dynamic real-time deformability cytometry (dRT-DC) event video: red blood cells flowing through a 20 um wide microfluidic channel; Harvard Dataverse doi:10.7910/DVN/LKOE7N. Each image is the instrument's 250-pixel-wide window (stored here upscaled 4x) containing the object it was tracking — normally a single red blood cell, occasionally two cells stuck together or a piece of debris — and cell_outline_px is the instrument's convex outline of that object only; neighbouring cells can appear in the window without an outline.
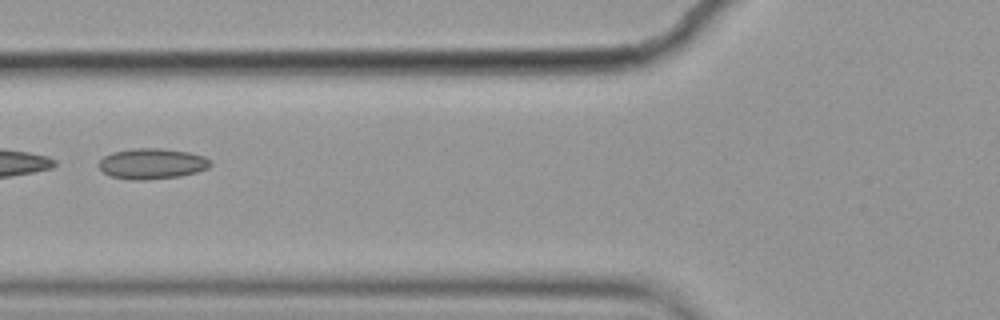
{"species": "common noctule bat (a hibernating species)", "species_latin": "Nyctalus noctula", "temperature_condition": "cold", "stored_images_in_passage": 9, "camera_frame_rate_fps": 3000, "um_per_image_px": 0.085, "animal": {"sex": "female", "body_mass_g": 19.9}, "frame": {"image": 1, "passage_image": 6, "time_ms": 1.667, "image_size_px": [1000, 320], "cell_outline_px": [[212, 164], [208, 168], [196, 172], [180, 176], [144, 180], [136, 180], [108, 176], [100, 168], [100, 160], [104, 156], [112, 152], [132, 148], [160, 148], [188, 152], [204, 156], [212, 160]], "centroid_in_image_um": [12.94, 13.91], "position_along_channel_um": 112.9, "area_um2": 19.94}}
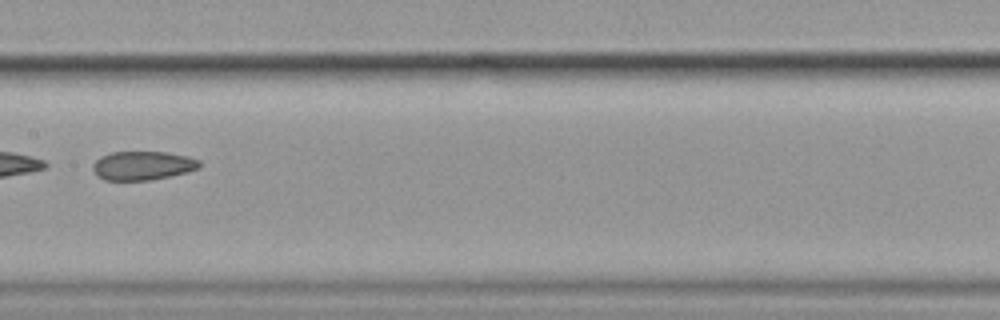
{"frame": {"image": 2, "passage_image": 8, "time_ms": 2.333, "image_size_px": [1000, 320], "cell_outline_px": [[200, 168], [188, 172], [152, 180], [104, 180], [96, 176], [92, 168], [92, 164], [100, 156], [112, 152], [164, 152], [188, 156], [200, 160]], "centroid_in_image_um": [12.12, 14.08], "position_along_channel_um": 195.3, "area_um2": 18.09}}
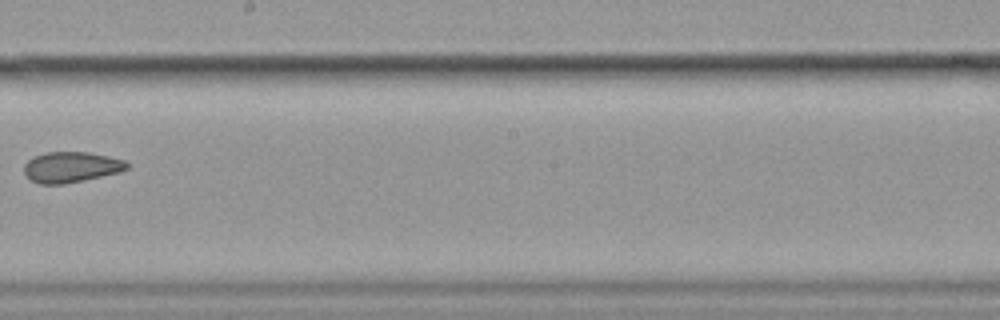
{"frame": {"image": 3, "passage_image": 9, "time_ms": 2.667, "image_size_px": [1000, 320], "cell_outline_px": [[128, 168], [120, 172], [84, 180], [64, 184], [40, 184], [32, 180], [24, 172], [24, 164], [32, 156], [44, 152], [88, 152], [108, 156], [124, 160], [128, 164]], "centroid_in_image_um": [6.03, 14.19], "position_along_channel_um": 242.2, "area_um2": 18.38}}